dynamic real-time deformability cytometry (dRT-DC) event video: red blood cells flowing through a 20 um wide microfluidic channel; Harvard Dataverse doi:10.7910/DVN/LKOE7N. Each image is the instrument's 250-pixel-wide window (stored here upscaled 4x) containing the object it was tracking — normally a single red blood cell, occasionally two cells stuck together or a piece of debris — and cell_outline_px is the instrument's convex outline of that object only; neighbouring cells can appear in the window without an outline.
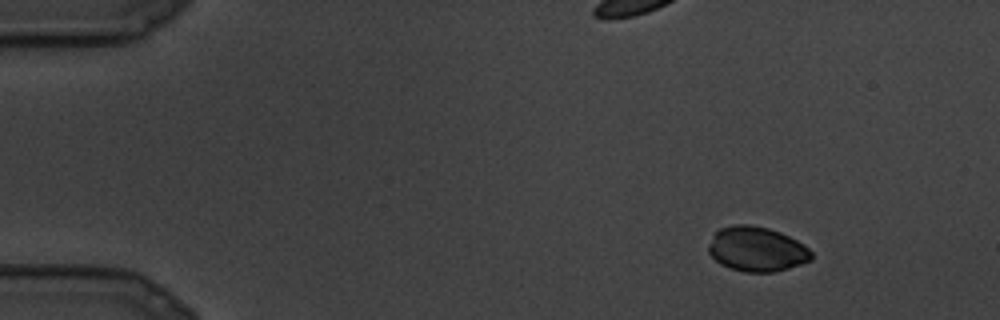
{"species": "common noctule bat (a hibernating species)", "species_latin": "Nyctalus noctula", "temperature_condition": "cold", "stored_images_in_passage": 25, "camera_frame_rate_fps": 3000, "um_per_image_px": 0.085, "animal": {"sex": "male", "body_mass_g": 19.5, "forearm_length_mm": 54.6}, "frame": {"image": 1, "passage_image": 1, "time_ms": 0.0, "image_size_px": [1000, 320], "cell_outline_px": [[812, 260], [776, 272], [744, 272], [728, 268], [720, 264], [708, 252], [708, 244], [712, 236], [720, 228], [732, 224], [748, 224], [768, 228], [780, 232], [804, 244], [812, 252]], "centroid_in_image_um": [64.31, 21.18], "position_along_channel_um": 20.7, "area_um2": 26.99}}
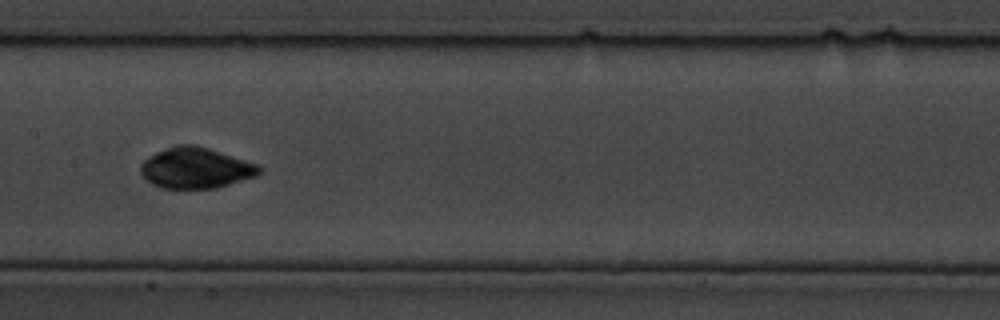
{"frame": {"image": 2, "passage_image": 12, "time_ms": 3.667, "image_size_px": [1000, 320], "cell_outline_px": [[264, 172], [256, 176], [216, 188], [160, 188], [152, 184], [140, 172], [140, 164], [148, 156], [156, 152], [176, 144], [192, 144], [208, 148], [260, 164], [264, 168]], "centroid_in_image_um": [16.68, 14.27], "position_along_channel_um": 190.7, "area_um2": 28.44}}
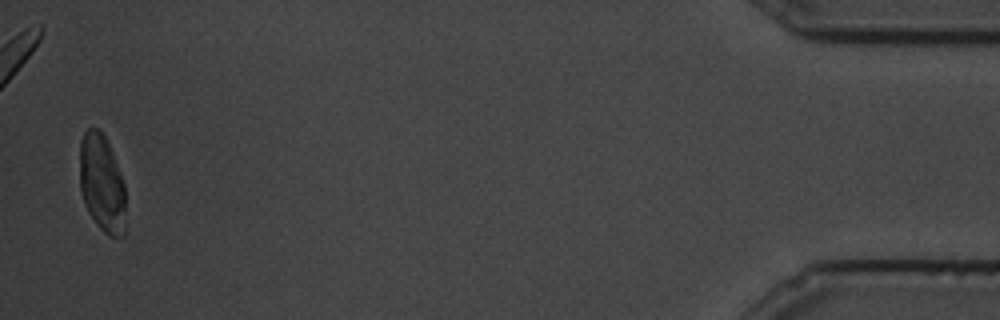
{"frame": {"image": 3, "passage_image": 25, "time_ms": 8.0, "image_size_px": [1000, 320], "cell_outline_px": [[124, 236], [120, 240], [108, 236], [96, 224], [88, 212], [84, 204], [80, 192], [80, 140], [84, 132], [88, 128], [100, 128], [112, 152], [124, 184]], "centroid_in_image_um": [8.64, 15.62], "position_along_channel_um": 426.6, "area_um2": 26.3}}